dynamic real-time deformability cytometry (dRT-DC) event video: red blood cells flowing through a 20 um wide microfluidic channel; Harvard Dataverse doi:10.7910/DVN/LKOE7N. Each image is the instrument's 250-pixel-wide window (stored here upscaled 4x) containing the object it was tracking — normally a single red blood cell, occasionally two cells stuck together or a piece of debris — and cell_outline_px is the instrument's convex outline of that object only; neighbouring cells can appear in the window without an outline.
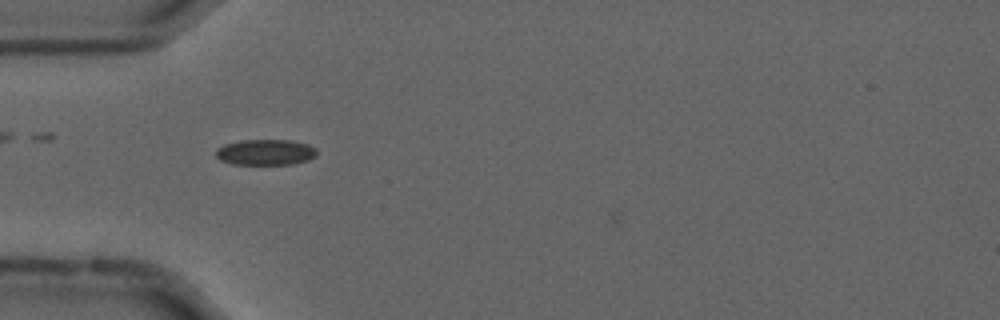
{"species": "common noctule bat (a hibernating species)", "species_latin": "Nyctalus noctula", "temperature_condition": "cold", "stored_images_in_passage": 5, "camera_frame_rate_fps": 3000, "um_per_image_px": 0.085, "animal": {"sex": "male", "forearm_length_mm": 52.5}, "frame": {"image": 1, "passage_image": 1, "time_ms": 0.0, "image_size_px": [1000, 320], "cell_outline_px": [[316, 156], [308, 160], [292, 164], [232, 164], [220, 160], [216, 156], [216, 148], [224, 144], [240, 140], [292, 140], [308, 144], [316, 148]], "centroid_in_image_um": [22.56, 12.93], "position_along_channel_um": 62.4, "area_um2": 15.26}}
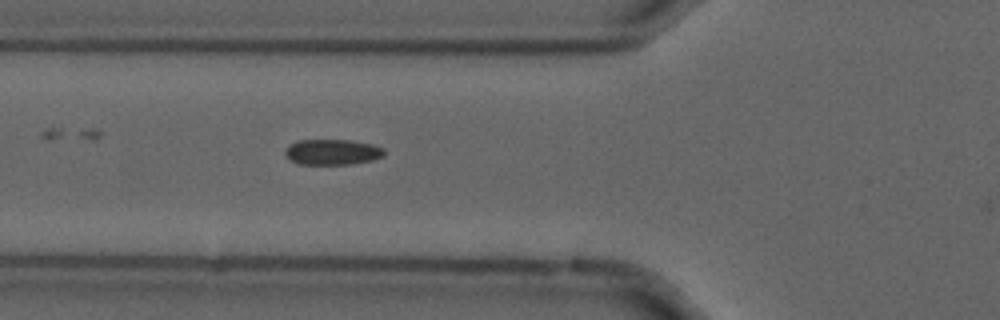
{"frame": {"image": 2, "passage_image": 4, "time_ms": 1.0, "image_size_px": [1000, 320], "cell_outline_px": [[384, 156], [372, 160], [352, 164], [300, 164], [288, 160], [284, 156], [284, 152], [292, 144], [300, 140], [348, 140], [372, 144], [384, 148]], "centroid_in_image_um": [28.25, 12.93], "position_along_channel_um": 97.5, "area_um2": 14.74}}